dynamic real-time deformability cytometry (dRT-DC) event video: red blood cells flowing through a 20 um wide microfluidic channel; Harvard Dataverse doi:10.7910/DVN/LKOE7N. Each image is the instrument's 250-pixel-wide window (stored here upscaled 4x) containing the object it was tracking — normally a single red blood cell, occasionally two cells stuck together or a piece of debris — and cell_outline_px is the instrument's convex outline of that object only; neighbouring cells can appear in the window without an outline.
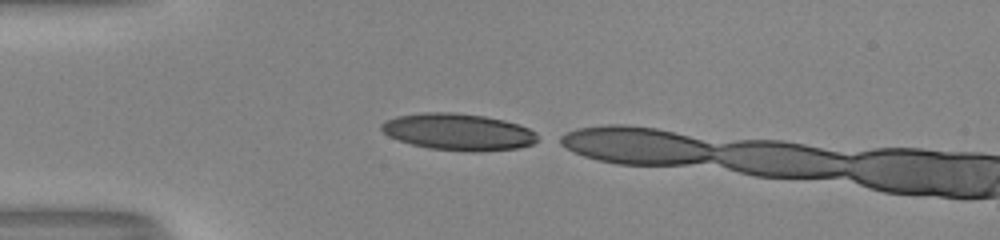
{"species": "human", "species_latin": "Homo sapiens", "temperature_condition": "room temperature", "stored_images_in_passage": 4, "camera_frame_rate_fps": 3000, "um_per_image_px": 0.085, "donor": {"sex": "male"}, "frame": {"image": 1, "passage_image": 1, "time_ms": 0.0, "image_size_px": [1000, 240], "cell_outline_px": [[540, 140], [532, 144], [520, 148], [476, 152], [472, 152], [428, 148], [412, 144], [388, 136], [380, 128], [380, 124], [396, 116], [424, 112], [456, 112], [484, 116], [504, 120], [520, 124], [536, 132]], "centroid_in_image_um": [39.0, 11.21], "position_along_channel_um": 46.0, "area_um2": 33.64}}